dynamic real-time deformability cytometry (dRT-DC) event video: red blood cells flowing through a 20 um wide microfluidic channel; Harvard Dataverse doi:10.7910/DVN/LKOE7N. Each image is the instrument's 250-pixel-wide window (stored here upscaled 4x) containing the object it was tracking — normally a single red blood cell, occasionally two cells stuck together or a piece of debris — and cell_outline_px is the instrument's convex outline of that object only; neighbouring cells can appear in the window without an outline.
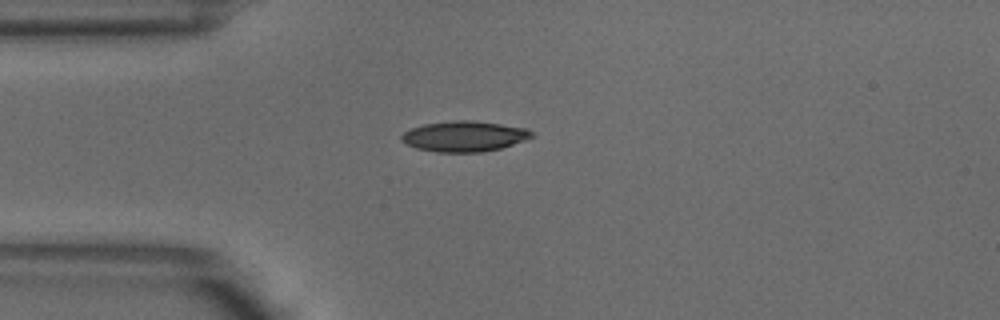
{"species": "common noctule bat (a hibernating species)", "species_latin": "Nyctalus noctula", "temperature_condition": "warm", "stored_images_in_passage": 1, "camera_frame_rate_fps": 3000, "um_per_image_px": 0.085, "animal": {"sex": "male", "body_mass_g": 18.8}, "frame": {"image": 1, "passage_image": 1, "time_ms": 0.0, "image_size_px": [1000, 320], "cell_outline_px": [[536, 136], [500, 148], [480, 152], [436, 152], [416, 148], [400, 140], [400, 136], [404, 132], [412, 128], [424, 124], [452, 120], [476, 120], [528, 128]], "centroid_in_image_um": [39.47, 11.57], "position_along_channel_um": 45.5, "area_um2": 23.24}}